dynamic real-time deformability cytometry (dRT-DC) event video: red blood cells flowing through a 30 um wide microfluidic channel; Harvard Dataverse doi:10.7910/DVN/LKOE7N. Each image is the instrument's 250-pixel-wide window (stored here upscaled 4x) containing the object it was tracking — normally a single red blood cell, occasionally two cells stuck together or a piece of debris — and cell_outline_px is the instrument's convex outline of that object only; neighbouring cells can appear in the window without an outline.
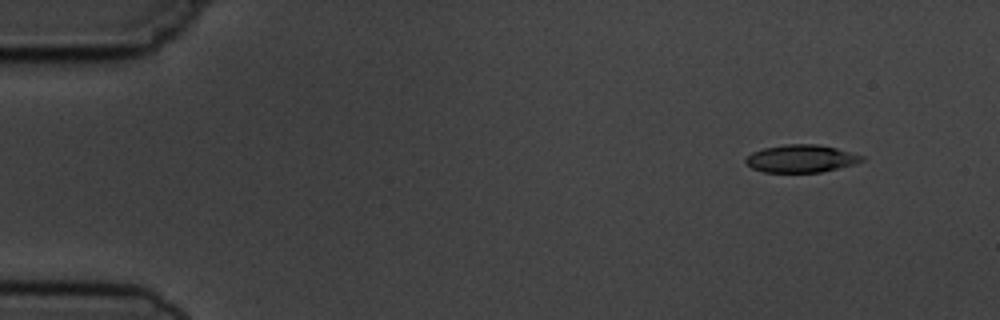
{"species": "common noctule bat (a hibernating species)", "species_latin": "Nyctalus noctula", "temperature_condition": "cold", "stored_images_in_passage": 6, "camera_frame_rate_fps": 3000, "um_per_image_px": 0.085, "animal": {"sex": "male", "body_mass_g": 19.5, "forearm_length_mm": 54.6}, "frame": {"image": 1, "passage_image": 2, "time_ms": 1.333, "image_size_px": [1000, 320], "cell_outline_px": [[864, 160], [852, 164], [820, 172], [764, 172], [752, 168], [744, 160], [752, 152], [764, 148], [784, 144], [820, 144], [836, 148], [864, 156]], "centroid_in_image_um": [68.07, 13.47], "position_along_channel_um": 16.9, "area_um2": 18.5}}
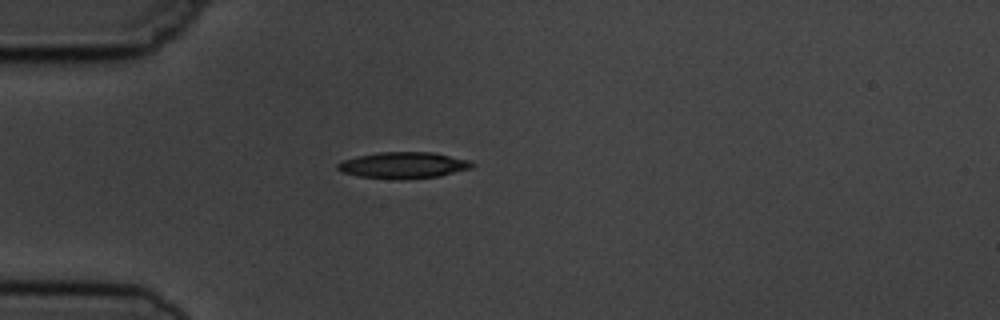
{"frame": {"image": 2, "passage_image": 5, "time_ms": 4.667, "image_size_px": [1000, 320], "cell_outline_px": [[476, 164], [472, 168], [440, 176], [400, 180], [360, 176], [340, 172], [336, 168], [336, 164], [344, 160], [356, 156], [376, 152], [432, 152], [468, 160]], "centroid_in_image_um": [34.27, 14.04], "position_along_channel_um": 50.7, "area_um2": 20.75}}